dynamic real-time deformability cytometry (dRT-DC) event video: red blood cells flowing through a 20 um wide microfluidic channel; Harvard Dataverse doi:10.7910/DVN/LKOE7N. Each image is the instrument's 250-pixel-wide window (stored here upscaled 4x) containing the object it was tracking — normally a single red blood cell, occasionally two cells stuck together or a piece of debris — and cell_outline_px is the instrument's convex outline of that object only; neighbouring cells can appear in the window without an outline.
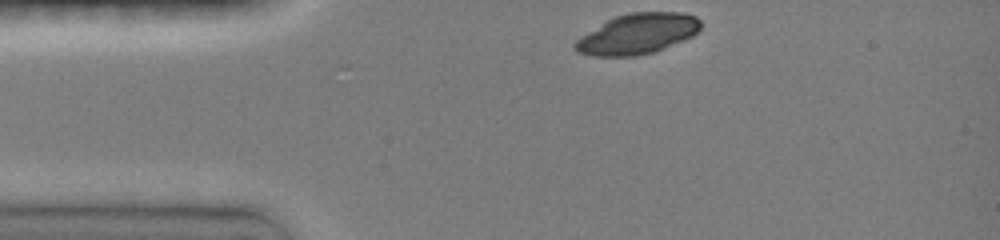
{"species": "common noctule bat (a hibernating species)", "species_latin": "Nyctalus noctula", "temperature_condition": "room temperature", "stored_images_in_passage": 9, "camera_frame_rate_fps": 3000, "um_per_image_px": 0.085, "animal": {"sex": "female", "body_mass_g": 19.0, "forearm_length_mm": 51.5}, "frame": {"image": 1, "passage_image": 1, "time_ms": 0.0, "image_size_px": [1000, 240], "cell_outline_px": [[700, 28], [692, 36], [684, 40], [652, 52], [636, 56], [592, 56], [576, 52], [572, 48], [572, 44], [576, 40], [608, 20], [616, 16], [628, 12], [684, 12], [696, 16], [700, 20]], "centroid_in_image_um": [54.18, 2.88], "position_along_channel_um": 30.8, "area_um2": 29.42}}